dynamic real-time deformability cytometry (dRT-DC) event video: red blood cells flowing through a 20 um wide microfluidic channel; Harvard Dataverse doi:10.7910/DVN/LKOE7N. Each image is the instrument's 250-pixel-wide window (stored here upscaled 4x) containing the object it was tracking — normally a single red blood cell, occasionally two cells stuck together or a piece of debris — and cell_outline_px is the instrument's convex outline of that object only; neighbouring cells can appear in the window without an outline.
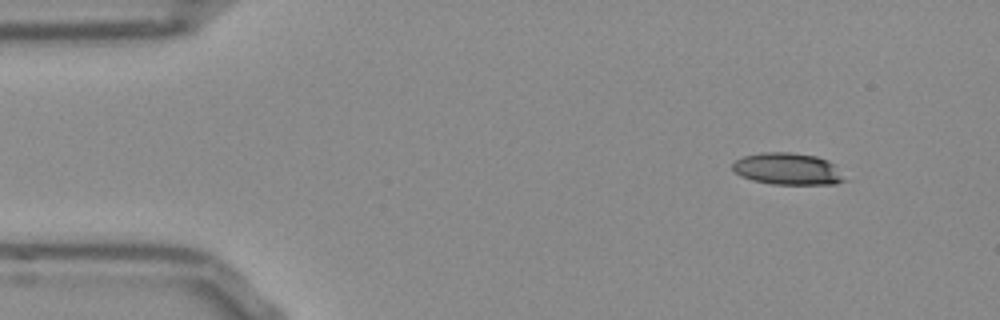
{"species": "Egyptian fruit bat (a non-hibernating species)", "species_latin": "Rousettus aegyptiacus", "temperature_condition": "room temperature", "stored_images_in_passage": 48, "camera_frame_rate_fps": 3000, "um_per_image_px": 0.085, "frame": {"image": 1, "passage_image": 1, "time_ms": 0.0, "image_size_px": [1000, 320], "cell_outline_px": [[848, 180], [836, 184], [772, 184], [752, 180], [740, 176], [732, 168], [732, 164], [736, 160], [744, 156], [764, 152], [788, 152], [816, 156], [828, 160]], "centroid_in_image_um": [66.95, 14.36], "position_along_channel_um": 18.0, "area_um2": 20.69}}
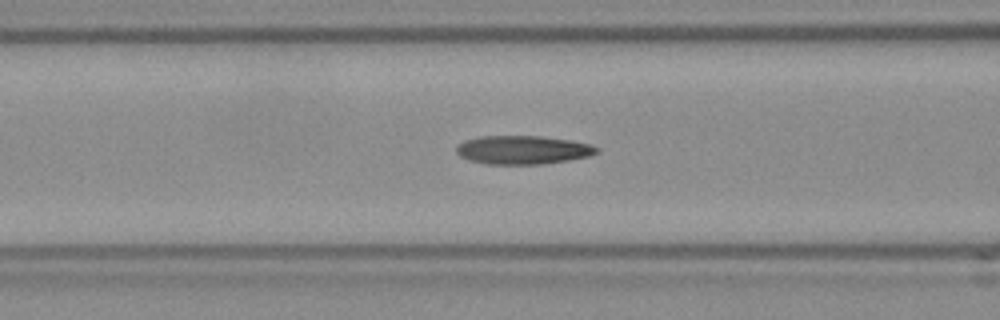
{"frame": {"image": 2, "passage_image": 16, "time_ms": 5.0, "image_size_px": [1000, 320], "cell_outline_px": [[600, 152], [588, 156], [568, 160], [544, 164], [488, 164], [472, 160], [460, 156], [456, 152], [456, 148], [464, 140], [480, 136], [540, 136], [568, 140], [588, 144], [600, 148]], "centroid_in_image_um": [44.45, 12.74], "position_along_channel_um": 122.2, "area_um2": 23.18}}
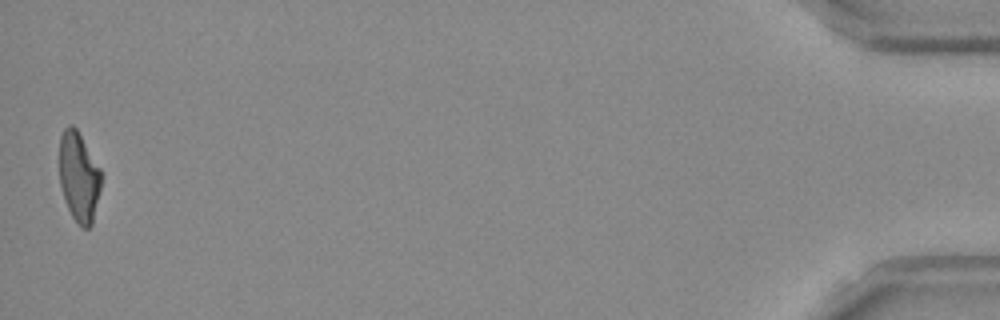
{"frame": {"image": 3, "passage_image": 48, "time_ms": 15.667, "image_size_px": [1000, 320], "cell_outline_px": [[100, 188], [92, 224], [88, 228], [84, 228], [72, 216], [64, 200], [60, 184], [60, 136], [64, 128], [68, 124], [72, 124], [76, 128], [100, 168]], "centroid_in_image_um": [6.69, 15.01], "position_along_channel_um": 428.5, "area_um2": 21.5}, "authors_computed_cell_mechanics": {"area_um2": 22.7732, "velocity_mm_per_s": 3.8103, "shape_relaxation_time_tau1_ms": 7.8141, "shape_relaxation_time_tau2_ms": 4.7176, "deformation_change_tau1": 0.2188, "deformation_change_tau2": 0.1496}}